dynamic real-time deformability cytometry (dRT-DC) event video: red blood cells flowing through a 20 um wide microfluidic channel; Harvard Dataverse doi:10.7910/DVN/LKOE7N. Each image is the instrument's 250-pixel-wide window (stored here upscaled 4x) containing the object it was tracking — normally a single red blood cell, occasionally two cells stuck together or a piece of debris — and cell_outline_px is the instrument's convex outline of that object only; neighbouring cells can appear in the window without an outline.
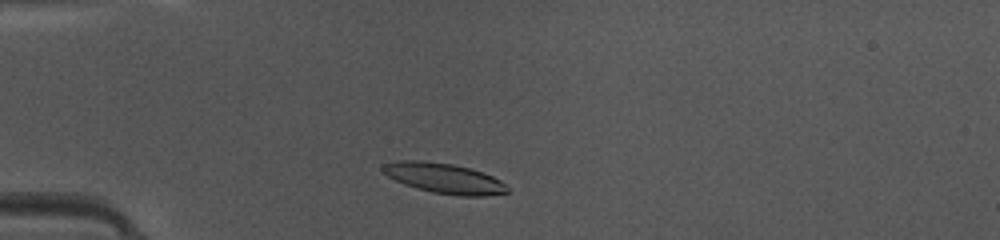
{"species": "common noctule bat (a hibernating species)", "species_latin": "Nyctalus noctula", "temperature_condition": "warm", "stored_images_in_passage": 40, "camera_frame_rate_fps": 3000, "um_per_image_px": 0.085, "animal": {"sex": "female", "body_mass_g": 10.0, "forearm_length_mm": 53.1}, "frame": {"image": 1, "passage_image": 5, "time_ms": 1.333, "image_size_px": [1000, 240], "cell_outline_px": [[508, 192], [484, 196], [460, 196], [432, 192], [404, 184], [388, 176], [380, 168], [384, 164], [400, 160], [416, 160], [452, 164], [468, 168], [492, 176], [500, 180], [508, 188]], "centroid_in_image_um": [37.74, 15.16], "position_along_channel_um": 47.3, "area_um2": 21.56}}
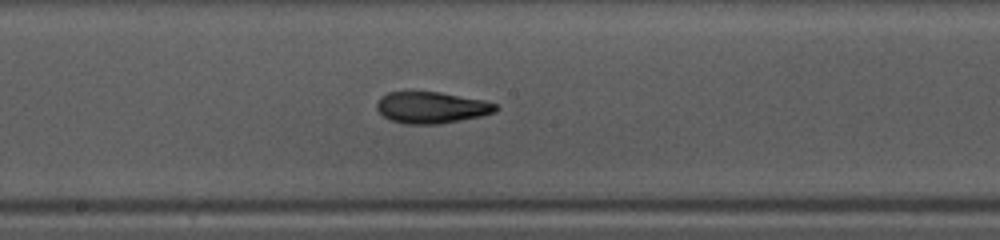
{"frame": {"image": 2, "passage_image": 18, "time_ms": 5.667, "image_size_px": [1000, 240], "cell_outline_px": [[500, 108], [496, 112], [480, 116], [460, 120], [436, 124], [404, 124], [392, 120], [384, 116], [376, 108], [376, 104], [380, 96], [388, 92], [440, 92], [484, 100], [496, 104]], "centroid_in_image_um": [36.68, 9.13], "position_along_channel_um": 211.5, "area_um2": 21.79}}
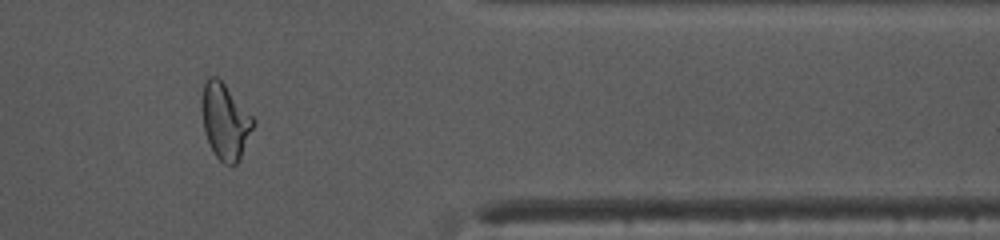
{"frame": {"image": 3, "passage_image": 32, "time_ms": 10.333, "image_size_px": [1000, 240], "cell_outline_px": [[256, 124], [240, 160], [236, 164], [224, 164], [216, 156], [204, 132], [200, 108], [200, 100], [204, 84], [208, 76], [216, 76], [224, 84], [256, 120]], "centroid_in_image_um": [19.13, 10.31], "position_along_channel_um": 392.3, "area_um2": 22.95}, "authors_computed_cell_mechanics": {"area_um2": 21.8773, "velocity_mm_per_s": 4.1985, "shape_relaxation_time_tau1_ms": 10.5053, "shape_relaxation_time_tau2_ms": 2.1746, "deformation_change_tau1": 0.3094, "deformation_change_tau2": 0.099}}